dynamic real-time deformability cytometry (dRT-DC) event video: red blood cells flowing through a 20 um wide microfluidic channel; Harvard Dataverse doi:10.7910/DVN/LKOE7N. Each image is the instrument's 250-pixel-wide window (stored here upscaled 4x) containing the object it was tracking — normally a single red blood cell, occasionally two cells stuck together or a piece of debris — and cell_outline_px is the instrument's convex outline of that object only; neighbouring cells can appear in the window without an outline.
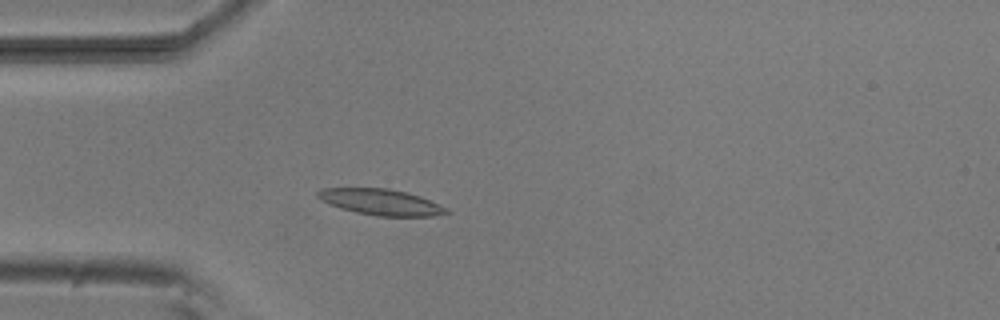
{"species": "common noctule bat (a hibernating species)", "species_latin": "Nyctalus noctula", "temperature_condition": "room temperature", "stored_images_in_passage": 53, "camera_frame_rate_fps": 3000, "um_per_image_px": 0.085, "animal": {"sex": "male", "body_mass_g": 20.5, "forearm_length_mm": 52.5}, "frame": {"image": 1, "passage_image": 14, "time_ms": 4.333, "image_size_px": [1000, 320], "cell_outline_px": [[452, 212], [432, 216], [376, 216], [356, 212], [340, 208], [328, 204], [320, 200], [316, 196], [316, 192], [320, 188], [388, 188], [408, 192], [420, 196], [448, 208]], "centroid_in_image_um": [32.36, 17.17], "position_along_channel_um": 52.6, "area_um2": 19.71}}
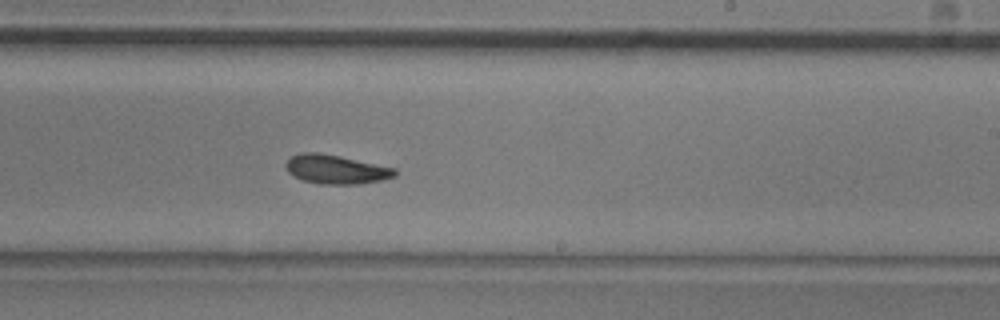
{"frame": {"image": 2, "passage_image": 31, "time_ms": 10.0, "image_size_px": [1000, 320], "cell_outline_px": [[396, 176], [380, 180], [360, 184], [320, 184], [304, 180], [288, 172], [284, 164], [292, 156], [300, 152], [316, 152], [340, 156], [396, 168]], "centroid_in_image_um": [28.56, 14.39], "position_along_channel_um": 260.4, "area_um2": 18.32}}
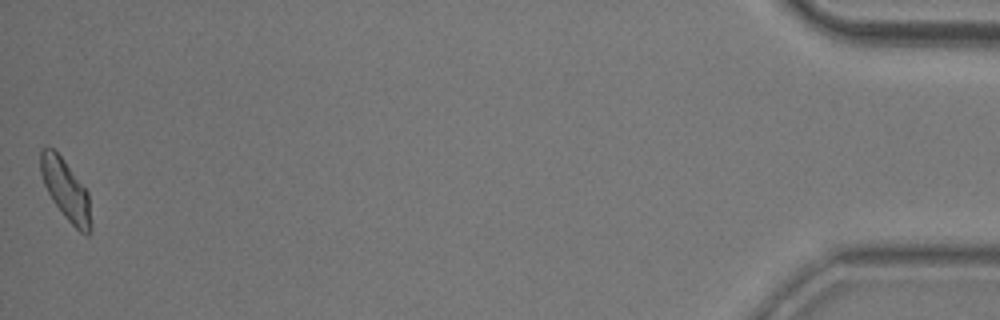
{"frame": {"image": 3, "passage_image": 52, "time_ms": 17.0, "image_size_px": [1000, 320], "cell_outline_px": [[92, 232], [88, 236], [84, 236], [64, 216], [52, 200], [44, 184], [40, 172], [40, 148], [48, 144], [64, 160], [88, 192], [92, 224]], "centroid_in_image_um": [5.6, 16.16], "position_along_channel_um": 429.6, "area_um2": 17.98}}